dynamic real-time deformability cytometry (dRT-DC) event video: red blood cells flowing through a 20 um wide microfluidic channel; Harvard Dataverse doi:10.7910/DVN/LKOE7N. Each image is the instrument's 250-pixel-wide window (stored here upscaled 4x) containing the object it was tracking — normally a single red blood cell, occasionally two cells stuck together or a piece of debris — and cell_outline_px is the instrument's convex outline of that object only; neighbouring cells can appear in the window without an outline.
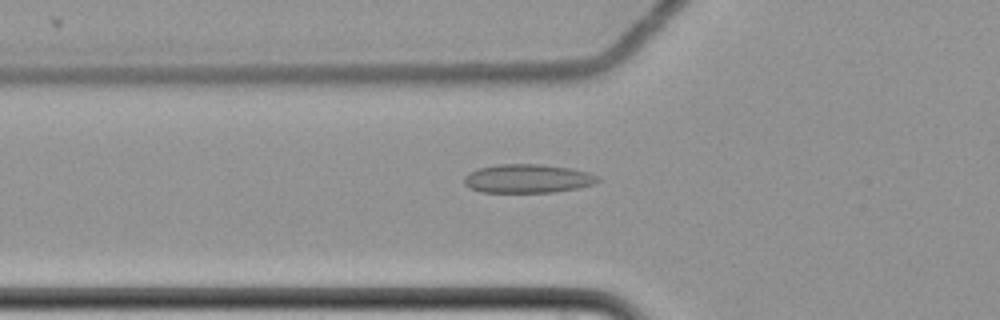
{"species": "common noctule bat (a hibernating species)", "species_latin": "Nyctalus noctula", "temperature_condition": "cold", "stored_images_in_passage": 61, "camera_frame_rate_fps": 3000, "um_per_image_px": 0.085, "animal": {"sex": "female", "body_mass_g": 22.7, "forearm_length_mm": 54.2}, "frame": {"image": 1, "passage_image": 23, "time_ms": 7.333, "image_size_px": [1000, 320], "cell_outline_px": [[600, 180], [596, 184], [580, 188], [556, 192], [480, 192], [468, 188], [464, 184], [464, 176], [468, 172], [480, 168], [496, 164], [540, 164], [572, 168], [588, 172], [600, 176]], "centroid_in_image_um": [44.88, 15.18], "position_along_channel_um": 80.9, "area_um2": 22.77}}
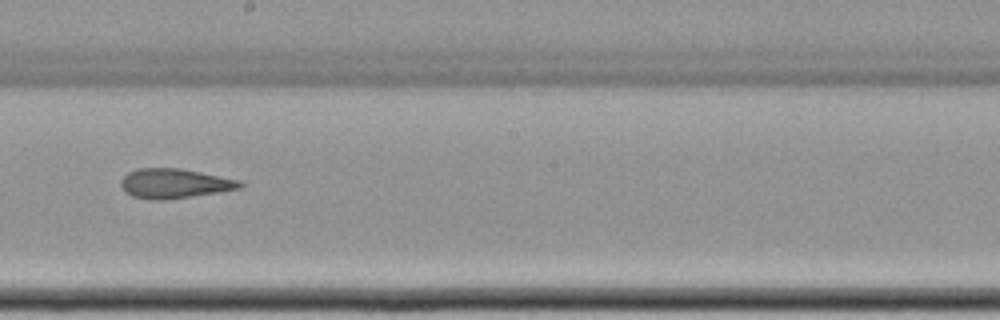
{"frame": {"image": 2, "passage_image": 36, "time_ms": 11.667, "image_size_px": [1000, 320], "cell_outline_px": [[244, 184], [240, 188], [216, 192], [164, 200], [156, 200], [132, 196], [124, 192], [120, 184], [120, 180], [128, 172], [136, 168], [180, 168], [240, 180]], "centroid_in_image_um": [14.78, 15.58], "position_along_channel_um": 233.4, "area_um2": 20.4}}
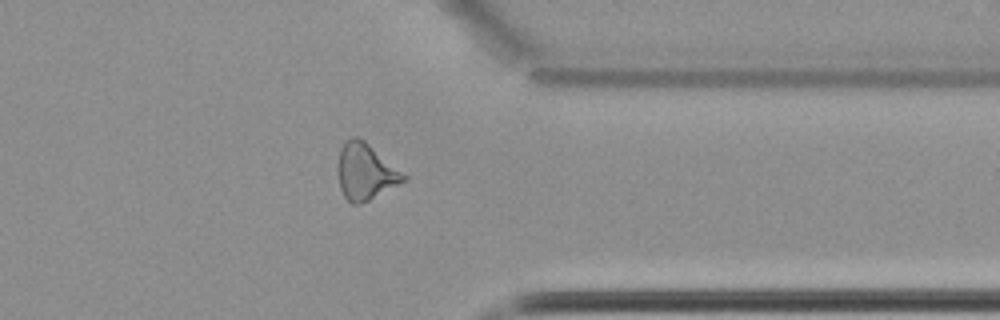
{"frame": {"image": 3, "passage_image": 49, "time_ms": 16.0, "image_size_px": [1000, 320], "cell_outline_px": [[408, 180], [360, 204], [352, 204], [344, 196], [340, 188], [336, 168], [340, 148], [344, 140], [352, 136], [356, 136], [364, 140], [408, 176]], "centroid_in_image_um": [31.04, 14.57], "position_along_channel_um": 380.4, "area_um2": 21.79}, "authors_computed_cell_mechanics": {"area_um2": 21.7906, "velocity_mm_per_s": 3.5143, "shape_relaxation_time_tau1_ms": null, "shape_relaxation_time_tau2_ms": 2.8943, "deformation_change_tau1": null, "deformation_change_tau2": 0.1047}}